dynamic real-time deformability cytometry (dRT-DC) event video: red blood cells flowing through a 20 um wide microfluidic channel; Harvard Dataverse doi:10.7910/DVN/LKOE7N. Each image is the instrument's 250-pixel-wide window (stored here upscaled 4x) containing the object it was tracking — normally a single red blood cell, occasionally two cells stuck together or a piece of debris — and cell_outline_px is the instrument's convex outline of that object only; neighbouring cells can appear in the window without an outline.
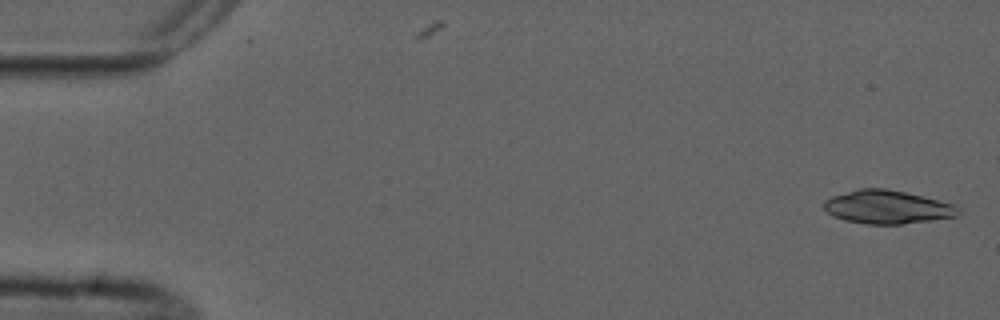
{"species": "common noctule bat (a hibernating species)", "species_latin": "Nyctalus noctula", "temperature_condition": "cold", "stored_images_in_passage": 4, "camera_frame_rate_fps": 3000, "um_per_image_px": 0.085, "animal": {"sex": "male", "forearm_length_mm": 52.5}, "frame": {"image": 1, "passage_image": 1, "time_ms": 0.0, "image_size_px": [1000, 320], "cell_outline_px": [[960, 212], [956, 216], [932, 220], [904, 224], [868, 224], [844, 220], [832, 216], [824, 208], [824, 200], [832, 196], [860, 188], [884, 188], [924, 196], [956, 204], [960, 208]], "centroid_in_image_um": [75.44, 17.6], "position_along_channel_um": 9.6, "area_um2": 26.24}}
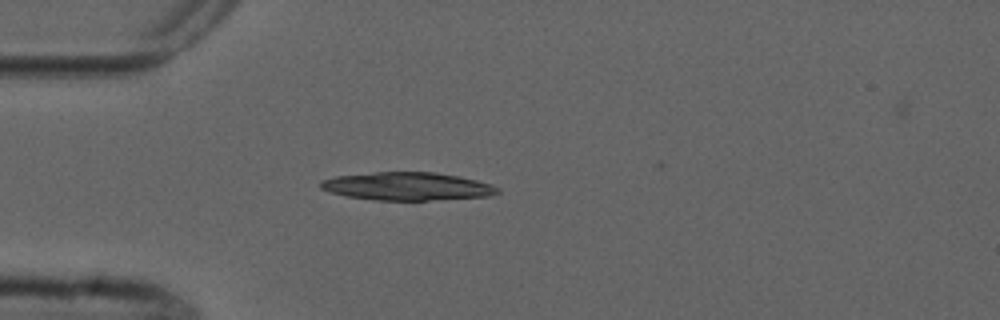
{"frame": {"image": 2, "passage_image": 4, "time_ms": 4.333, "image_size_px": [1000, 320], "cell_outline_px": [[500, 192], [492, 196], [428, 200], [376, 200], [348, 196], [328, 192], [320, 188], [320, 180], [336, 176], [376, 172], [436, 172], [460, 176], [492, 184], [500, 188]], "centroid_in_image_um": [34.64, 15.83], "position_along_channel_um": 50.4, "area_um2": 29.02}}